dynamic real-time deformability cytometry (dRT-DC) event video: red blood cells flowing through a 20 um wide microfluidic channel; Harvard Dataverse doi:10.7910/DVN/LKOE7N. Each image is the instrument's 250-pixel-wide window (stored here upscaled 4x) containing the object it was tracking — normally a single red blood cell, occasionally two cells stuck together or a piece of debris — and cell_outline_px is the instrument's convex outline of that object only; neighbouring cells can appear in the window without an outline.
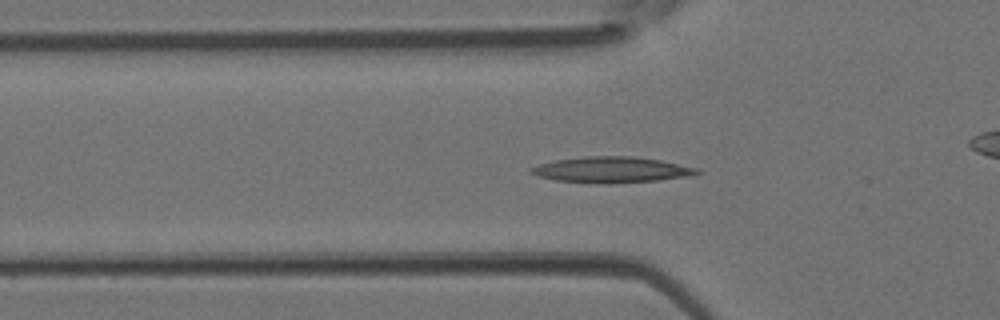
{"species": "Egyptian fruit bat (a non-hibernating species)", "species_latin": "Rousettus aegyptiacus", "temperature_condition": "room temperature", "stored_images_in_passage": 44, "camera_frame_rate_fps": 3000, "um_per_image_px": 0.085, "animal": {"sex": "female"}, "frame": {"image": 1, "passage_image": 14, "time_ms": 4.333, "image_size_px": [1000, 320], "cell_outline_px": [[700, 172], [688, 176], [656, 180], [608, 184], [600, 184], [556, 180], [536, 176], [528, 172], [528, 168], [540, 164], [556, 160], [584, 156], [636, 156], [660, 160], [700, 168]], "centroid_in_image_um": [51.94, 14.43], "position_along_channel_um": 73.9, "area_um2": 25.14}}
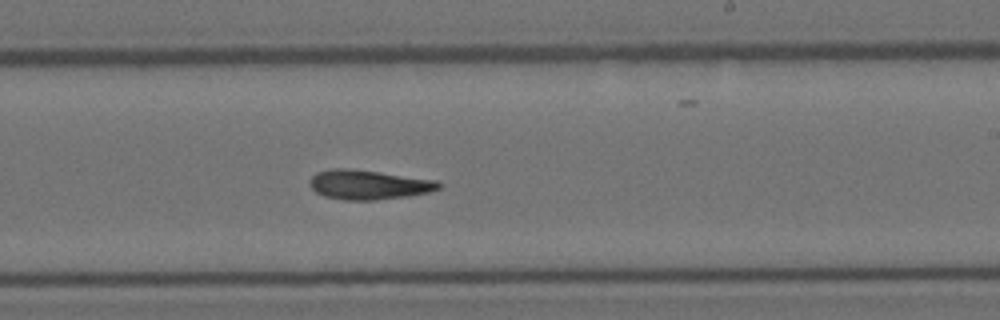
{"frame": {"image": 2, "passage_image": 26, "time_ms": 8.333, "image_size_px": [1000, 320], "cell_outline_px": [[444, 184], [440, 188], [428, 192], [408, 196], [376, 200], [344, 200], [324, 196], [316, 192], [308, 184], [308, 180], [316, 172], [332, 168], [344, 168], [376, 172], [436, 180]], "centroid_in_image_um": [31.29, 15.7], "position_along_channel_um": 257.7, "area_um2": 22.08}}
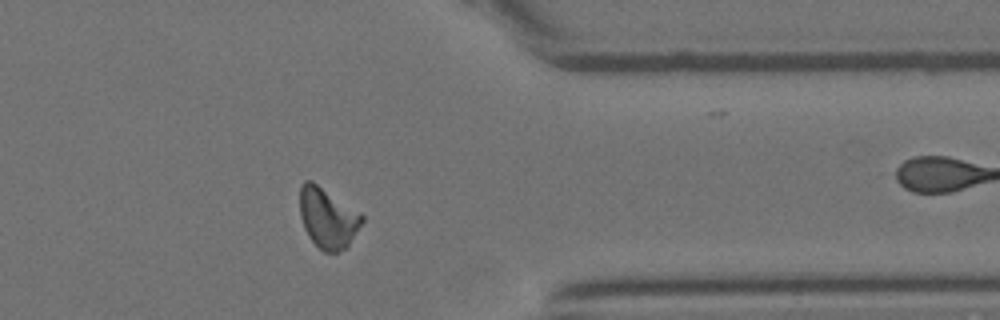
{"frame": {"image": 3, "passage_image": 35, "time_ms": 11.333, "image_size_px": [1000, 320], "cell_outline_px": [[364, 220], [348, 244], [344, 248], [336, 252], [324, 252], [308, 236], [304, 228], [300, 216], [300, 184], [304, 180], [312, 180], [360, 212], [364, 216]], "centroid_in_image_um": [27.83, 18.49], "position_along_channel_um": 383.6, "area_um2": 21.73}}